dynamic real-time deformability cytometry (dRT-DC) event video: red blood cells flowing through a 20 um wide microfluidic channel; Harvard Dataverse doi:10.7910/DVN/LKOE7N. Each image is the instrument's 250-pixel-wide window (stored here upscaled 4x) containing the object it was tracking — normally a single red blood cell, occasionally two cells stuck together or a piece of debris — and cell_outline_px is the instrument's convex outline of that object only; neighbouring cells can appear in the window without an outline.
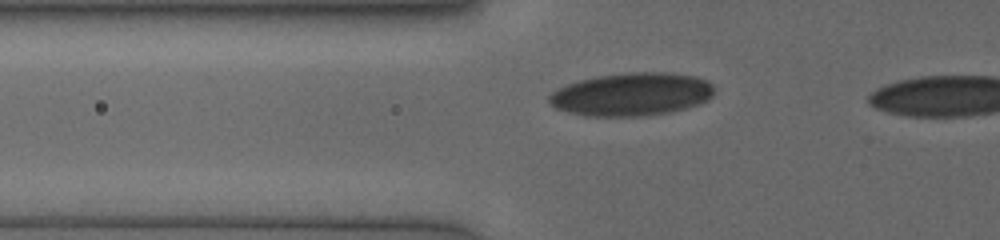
{"species": "human", "species_latin": "Homo sapiens", "temperature_condition": "cold", "stored_images_in_passage": 6, "camera_frame_rate_fps": 3000, "um_per_image_px": 0.085, "donor": {"sex": "female"}, "frame": {"image": 1, "passage_image": 4, "time_ms": 1.333, "image_size_px": [1000, 240], "cell_outline_px": [[712, 96], [708, 100], [672, 112], [648, 116], [584, 116], [568, 112], [556, 108], [548, 100], [548, 96], [552, 92], [568, 84], [580, 80], [596, 76], [632, 72], [672, 72], [696, 76], [708, 80], [712, 84]], "centroid_in_image_um": [53.7, 8.01], "position_along_channel_um": 72.1, "area_um2": 41.5}}